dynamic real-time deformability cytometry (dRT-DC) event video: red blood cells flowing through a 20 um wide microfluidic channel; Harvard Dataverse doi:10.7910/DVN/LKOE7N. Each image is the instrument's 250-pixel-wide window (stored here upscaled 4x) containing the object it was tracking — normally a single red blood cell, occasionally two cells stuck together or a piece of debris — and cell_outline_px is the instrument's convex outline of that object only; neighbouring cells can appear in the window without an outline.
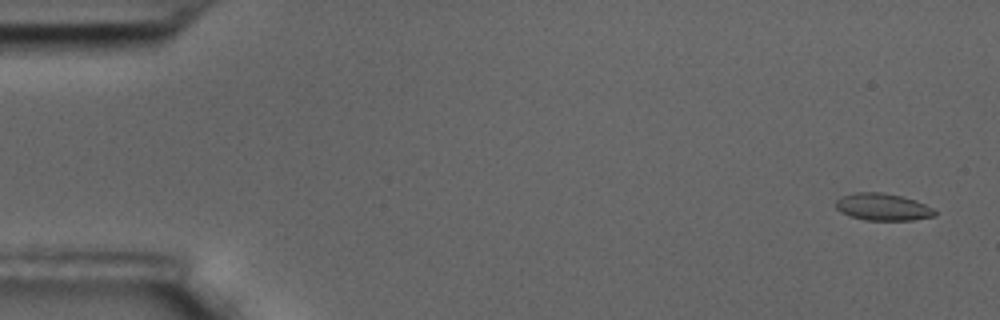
{"species": "common noctule bat (a hibernating species)", "species_latin": "Nyctalus noctula", "temperature_condition": "room temperature", "stored_images_in_passage": 60, "camera_frame_rate_fps": 3000, "um_per_image_px": 0.085, "animal": {"sex": "male", "body_mass_g": 17.5, "forearm_length_mm": 52.3}, "frame": {"image": 1, "passage_image": 3, "time_ms": 0.667, "image_size_px": [1000, 320], "cell_outline_px": [[936, 216], [912, 220], [864, 220], [848, 216], [836, 208], [836, 200], [840, 196], [856, 192], [880, 192], [900, 196], [916, 200], [932, 208], [936, 212]], "centroid_in_image_um": [75.01, 17.59], "position_along_channel_um": 10.0, "area_um2": 15.66}}
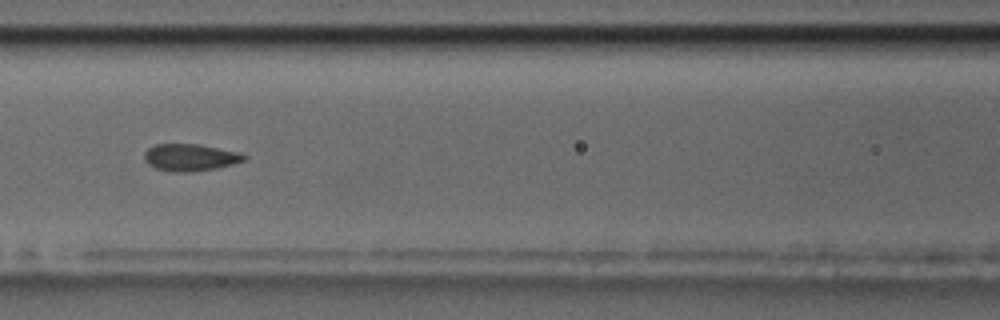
{"frame": {"image": 2, "passage_image": 27, "time_ms": 8.667, "image_size_px": [1000, 320], "cell_outline_px": [[248, 156], [244, 160], [232, 164], [216, 168], [180, 172], [176, 172], [156, 168], [148, 164], [144, 160], [144, 152], [148, 148], [156, 144], [200, 144], [240, 152]], "centroid_in_image_um": [16.16, 13.36], "position_along_channel_um": 150.4, "area_um2": 15.61}}
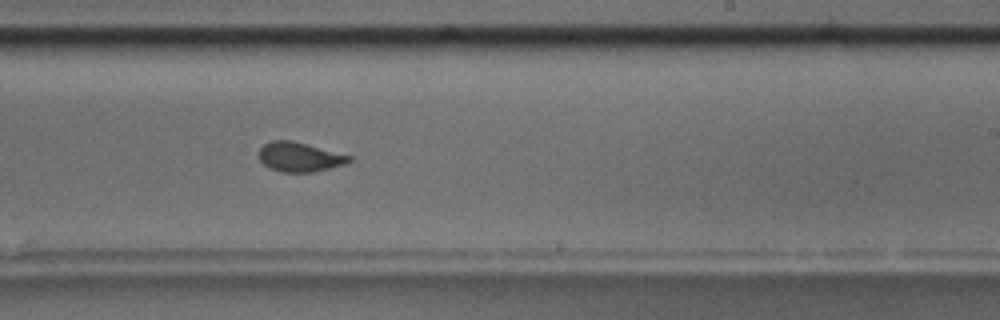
{"frame": {"image": 3, "passage_image": 37, "time_ms": 12.0, "image_size_px": [1000, 320], "cell_outline_px": [[352, 160], [344, 164], [312, 172], [280, 172], [264, 164], [260, 160], [260, 148], [264, 144], [272, 140], [292, 140], [352, 156]], "centroid_in_image_um": [25.46, 13.33], "position_along_channel_um": 263.5, "area_um2": 15.26}, "authors_computed_cell_mechanics": {"area_um2": 15.7505, "velocity_mm_per_s": 3.4117, "shape_relaxation_time_tau1_ms": 9.5858, "shape_relaxation_time_tau2_ms": 1.319, "deformation_change_tau1": 0.2055, "deformation_change_tau2": 0.0431}}